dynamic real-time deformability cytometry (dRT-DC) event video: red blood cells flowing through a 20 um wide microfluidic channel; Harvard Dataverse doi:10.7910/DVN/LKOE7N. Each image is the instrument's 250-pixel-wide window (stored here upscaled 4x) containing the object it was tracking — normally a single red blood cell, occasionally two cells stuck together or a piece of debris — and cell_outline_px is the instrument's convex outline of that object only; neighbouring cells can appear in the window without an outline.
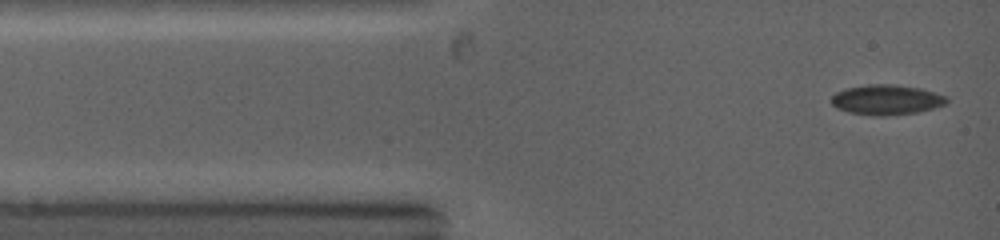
{"species": "common noctule bat (a hibernating species)", "species_latin": "Nyctalus noctula", "temperature_condition": "warm", "stored_images_in_passage": 34, "camera_frame_rate_fps": 5000, "um_per_image_px": 0.085, "animal": {"sex": "female", "body_mass_g": 19.0, "forearm_length_mm": 53.3}, "frame": {"image": 1, "passage_image": 1, "time_ms": 0.0, "image_size_px": [1000, 240], "cell_outline_px": [[948, 100], [944, 104], [932, 108], [916, 112], [880, 116], [876, 116], [848, 112], [836, 108], [832, 104], [832, 96], [836, 92], [848, 88], [868, 84], [892, 84], [920, 88], [948, 96]], "centroid_in_image_um": [75.34, 8.47], "position_along_channel_um": 9.7, "area_um2": 20.0}}
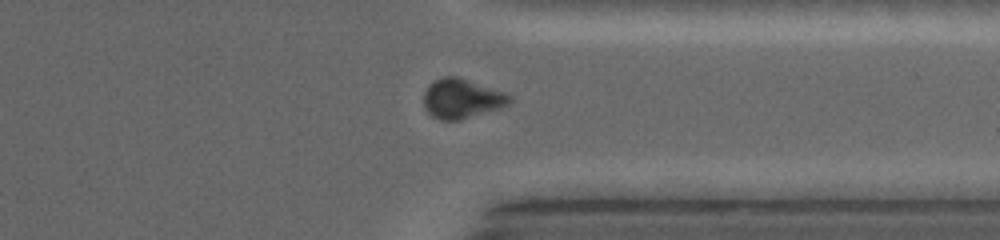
{"frame": {"image": 2, "passage_image": 23, "time_ms": 9.2, "image_size_px": [1000, 240], "cell_outline_px": [[512, 100], [508, 104], [500, 108], [460, 120], [440, 120], [432, 116], [428, 112], [424, 104], [424, 92], [428, 84], [444, 76], [456, 76], [504, 92], [512, 96]], "centroid_in_image_um": [39.24, 8.39], "position_along_channel_um": 372.2, "area_um2": 19.65}}
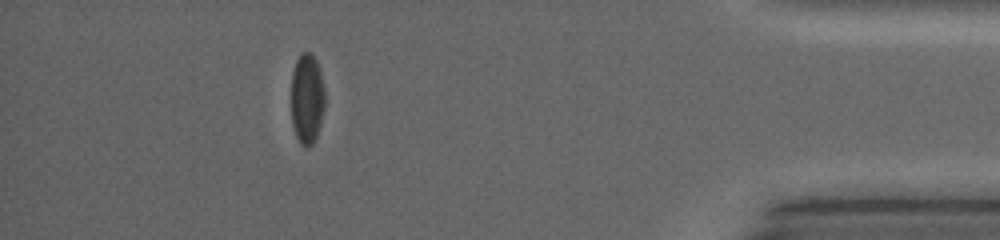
{"frame": {"image": 3, "passage_image": 28, "time_ms": 11.2, "image_size_px": [1000, 240], "cell_outline_px": [[324, 108], [320, 124], [316, 136], [312, 144], [304, 148], [300, 144], [296, 136], [292, 124], [292, 72], [296, 60], [300, 52], [312, 52], [320, 68], [324, 88]], "centroid_in_image_um": [26.09, 8.35], "position_along_channel_um": 409.1, "area_um2": 17.86}}